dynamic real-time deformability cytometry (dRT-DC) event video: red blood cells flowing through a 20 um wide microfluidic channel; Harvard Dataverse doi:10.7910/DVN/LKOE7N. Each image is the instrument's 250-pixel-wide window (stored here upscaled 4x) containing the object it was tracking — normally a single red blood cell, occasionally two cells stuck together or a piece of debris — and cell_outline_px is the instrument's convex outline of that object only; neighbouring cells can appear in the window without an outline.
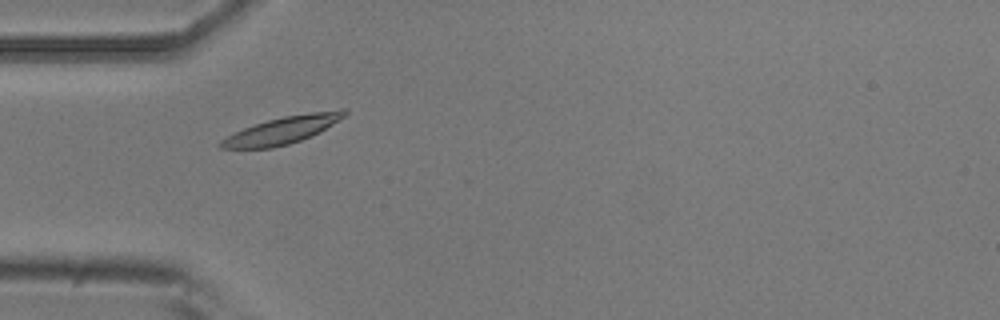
{"species": "common noctule bat (a hibernating species)", "species_latin": "Nyctalus noctula", "temperature_condition": "room temperature", "stored_images_in_passage": 4, "camera_frame_rate_fps": 3000, "um_per_image_px": 0.085, "animal": {"sex": "male", "body_mass_g": 20.5, "forearm_length_mm": 52.5}, "frame": {"image": 1, "passage_image": 3, "time_ms": 2.333, "image_size_px": [1000, 320], "cell_outline_px": [[348, 112], [344, 116], [320, 132], [312, 136], [288, 144], [272, 148], [220, 148], [216, 144], [220, 140], [244, 128], [268, 120], [284, 116], [340, 108], [348, 108]], "centroid_in_image_um": [24.03, 11.05], "position_along_channel_um": 61.0, "area_um2": 19.48}}
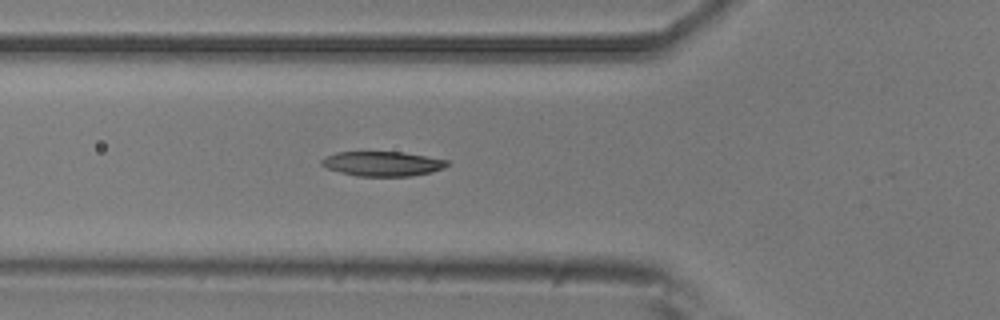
{"frame": {"image": 2, "passage_image": 4, "time_ms": 3.333, "image_size_px": [1000, 320], "cell_outline_px": [[448, 164], [444, 168], [432, 172], [412, 176], [356, 176], [340, 172], [328, 168], [320, 164], [320, 160], [324, 156], [336, 152], [404, 152], [448, 160]], "centroid_in_image_um": [32.5, 13.91], "position_along_channel_um": 93.3, "area_um2": 18.15}}